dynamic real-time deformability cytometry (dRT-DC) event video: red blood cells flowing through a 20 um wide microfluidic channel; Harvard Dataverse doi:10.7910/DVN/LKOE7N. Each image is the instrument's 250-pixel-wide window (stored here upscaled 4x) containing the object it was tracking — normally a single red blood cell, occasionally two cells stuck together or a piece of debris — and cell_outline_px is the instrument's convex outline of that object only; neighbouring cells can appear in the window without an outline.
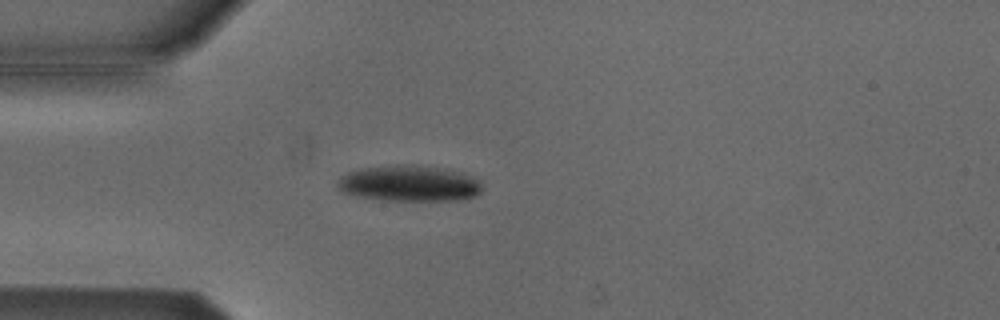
{"species": "Egyptian fruit bat (a non-hibernating species)", "species_latin": "Rousettus aegyptiacus", "temperature_condition": "cold", "stored_images_in_passage": 15, "camera_frame_rate_fps": 3000, "um_per_image_px": 0.085, "animal": {"sex": "male"}, "frame": {"image": 1, "passage_image": 10, "time_ms": 3.0, "image_size_px": [1000, 320], "cell_outline_px": [[484, 188], [476, 196], [460, 200], [384, 200], [356, 196], [344, 192], [336, 184], [336, 180], [348, 172], [360, 168], [396, 164], [416, 164], [460, 172], [472, 176], [480, 180]], "centroid_in_image_um": [34.8, 15.58], "position_along_channel_um": 50.2, "area_um2": 30.58}}
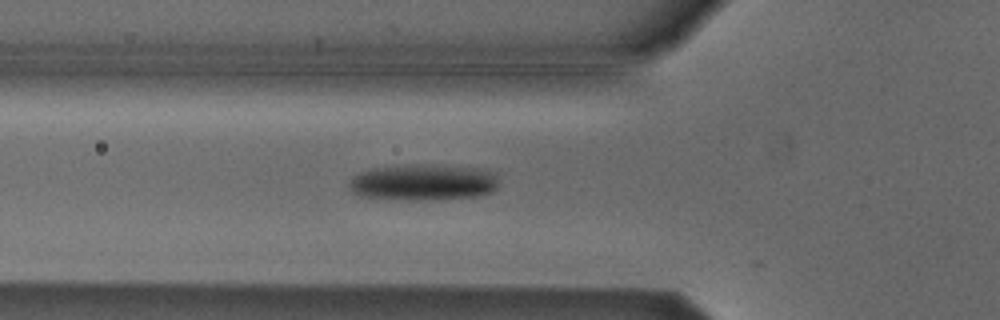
{"frame": {"image": 2, "passage_image": 14, "time_ms": 4.333, "image_size_px": [1000, 320], "cell_outline_px": [[496, 188], [492, 192], [480, 196], [440, 200], [384, 200], [360, 196], [352, 192], [348, 188], [348, 180], [352, 176], [360, 172], [376, 168], [476, 168], [488, 172], [496, 176]], "centroid_in_image_um": [35.88, 15.6], "position_along_channel_um": 89.9, "area_um2": 30.46}}